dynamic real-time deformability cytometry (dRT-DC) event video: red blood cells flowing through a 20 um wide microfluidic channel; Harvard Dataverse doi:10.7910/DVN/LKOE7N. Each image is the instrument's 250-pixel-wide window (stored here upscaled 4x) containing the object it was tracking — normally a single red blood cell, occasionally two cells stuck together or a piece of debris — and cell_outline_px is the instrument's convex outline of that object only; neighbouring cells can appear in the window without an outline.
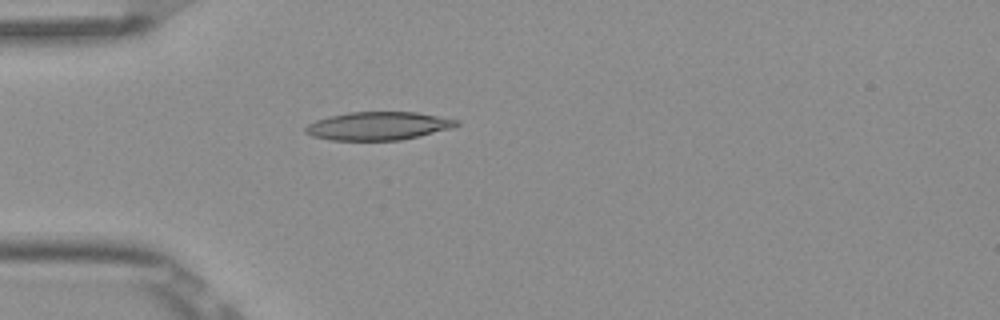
{"species": "Egyptian fruit bat (a non-hibernating species)", "species_latin": "Rousettus aegyptiacus", "temperature_condition": "room temperature", "stored_images_in_passage": 5, "camera_frame_rate_fps": 3000, "um_per_image_px": 0.085, "frame": {"image": 1, "passage_image": 5, "time_ms": 1.333, "image_size_px": [1000, 320], "cell_outline_px": [[460, 124], [452, 128], [420, 136], [400, 140], [332, 140], [312, 136], [304, 132], [304, 128], [308, 124], [316, 120], [328, 116], [348, 112], [416, 112], [460, 120]], "centroid_in_image_um": [32.15, 10.7], "position_along_channel_um": 52.8, "area_um2": 24.91}}